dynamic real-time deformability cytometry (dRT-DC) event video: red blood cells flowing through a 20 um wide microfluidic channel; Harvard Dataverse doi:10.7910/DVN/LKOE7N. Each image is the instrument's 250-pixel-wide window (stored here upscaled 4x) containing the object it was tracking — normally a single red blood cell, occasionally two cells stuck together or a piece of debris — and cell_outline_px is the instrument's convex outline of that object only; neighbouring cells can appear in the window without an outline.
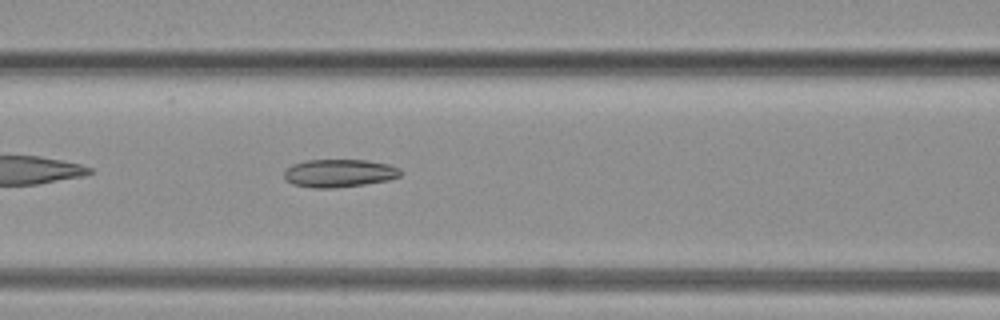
{"species": "common noctule bat (a hibernating species)", "species_latin": "Nyctalus noctula", "temperature_condition": "warm", "stored_images_in_passage": 53, "camera_frame_rate_fps": 3000, "um_per_image_px": 0.085, "animal": {"sex": "female", "body_mass_g": 19.3, "forearm_length_mm": 54.1}, "frame": {"image": 1, "passage_image": 12, "time_ms": 3.667, "image_size_px": [1000, 320], "cell_outline_px": [[400, 176], [388, 180], [364, 184], [336, 188], [312, 188], [292, 184], [284, 180], [284, 172], [292, 164], [308, 160], [364, 160], [388, 164], [400, 168]], "centroid_in_image_um": [28.8, 14.73], "position_along_channel_um": 137.8, "area_um2": 18.96}}
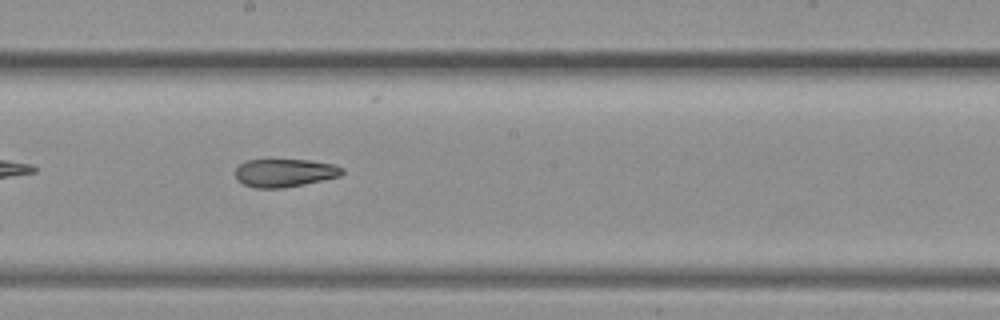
{"frame": {"image": 2, "passage_image": 22, "time_ms": 7.0, "image_size_px": [1000, 320], "cell_outline_px": [[344, 172], [340, 176], [324, 180], [284, 188], [256, 188], [244, 184], [236, 180], [236, 168], [240, 164], [248, 160], [268, 156], [308, 160], [332, 164], [344, 168]], "centroid_in_image_um": [24.16, 14.64], "position_along_channel_um": 224.0, "area_um2": 18.32}}
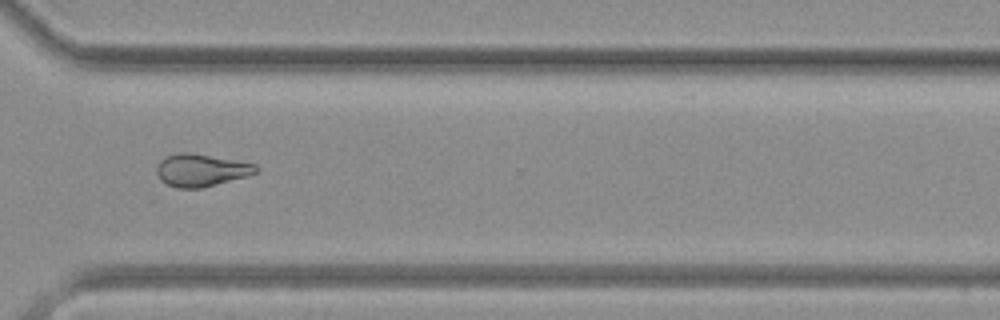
{"frame": {"image": 3, "passage_image": 37, "time_ms": 12.0, "image_size_px": [1000, 320], "cell_outline_px": [[260, 168], [256, 172], [248, 176], [200, 188], [176, 188], [160, 180], [156, 172], [156, 168], [160, 160], [168, 156], [180, 152], [188, 152], [256, 164]], "centroid_in_image_um": [17.08, 14.47], "position_along_channel_um": 353.5, "area_um2": 18.61}}